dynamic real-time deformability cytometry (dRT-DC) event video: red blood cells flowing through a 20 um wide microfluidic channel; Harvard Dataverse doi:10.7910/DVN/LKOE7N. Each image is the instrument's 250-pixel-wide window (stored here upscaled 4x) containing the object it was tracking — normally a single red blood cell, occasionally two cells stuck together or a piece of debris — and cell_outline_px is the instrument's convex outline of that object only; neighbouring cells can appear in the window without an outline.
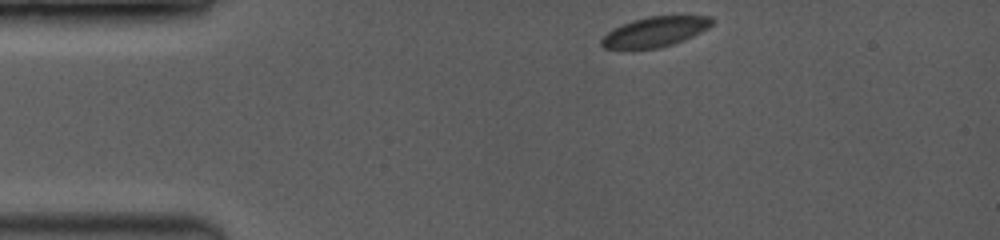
{"species": "common noctule bat (a hibernating species)", "species_latin": "Nyctalus noctula", "temperature_condition": "room temperature", "stored_images_in_passage": 45, "camera_frame_rate_fps": 3500, "um_per_image_px": 0.085, "animal": {"sex": "female", "body_mass_g": 19.0, "forearm_length_mm": 53.3}, "frame": {"image": 1, "passage_image": 1, "time_ms": 0.0, "image_size_px": [1000, 240], "cell_outline_px": [[712, 24], [708, 28], [692, 36], [672, 44], [660, 48], [620, 52], [604, 48], [600, 44], [600, 40], [608, 32], [624, 24], [636, 20], [652, 16], [708, 16], [712, 20]], "centroid_in_image_um": [55.59, 2.77], "position_along_channel_um": 29.4, "area_um2": 19.48}}
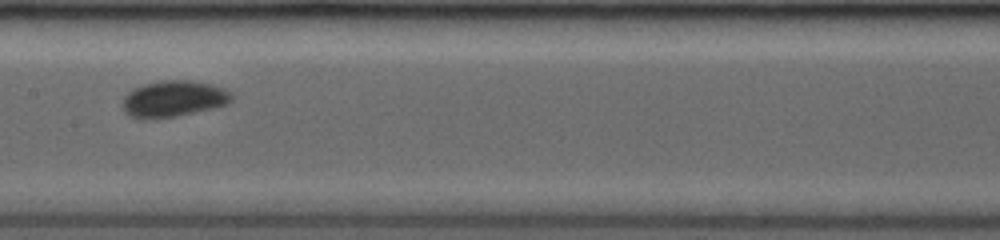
{"frame": {"image": 2, "passage_image": 20, "time_ms": 5.429, "image_size_px": [1000, 240], "cell_outline_px": [[232, 100], [228, 104], [212, 108], [176, 116], [152, 120], [140, 120], [124, 112], [120, 104], [124, 96], [132, 88], [144, 84], [160, 80], [188, 80], [208, 84], [224, 88], [232, 92]], "centroid_in_image_um": [14.69, 8.41], "position_along_channel_um": 192.7, "area_um2": 23.41}}
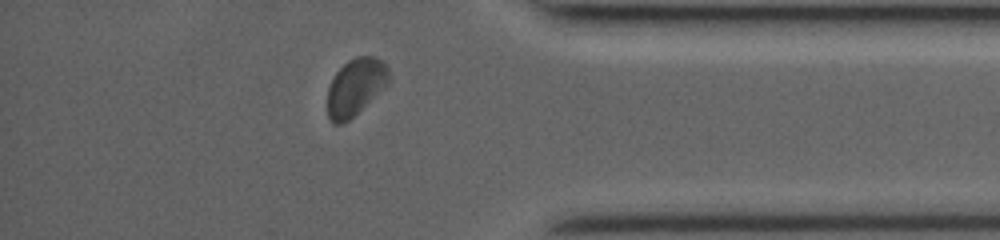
{"frame": {"image": 3, "passage_image": 39, "time_ms": 10.857, "image_size_px": [1000, 240], "cell_outline_px": [[392, 80], [384, 88], [344, 124], [332, 124], [328, 116], [328, 88], [336, 72], [348, 60], [356, 56], [376, 56], [384, 60], [388, 64]], "centroid_in_image_um": [30.27, 7.36], "position_along_channel_um": 404.9, "area_um2": 20.69}, "authors_computed_cell_mechanics": {"area_um2": 20.9236, "velocity_mm_per_s": 4.0542, "shape_relaxation_time_tau1_ms": 1.6622, "shape_relaxation_time_tau2_ms": null, "deformation_change_tau1": 0.0786, "deformation_change_tau2": null}}